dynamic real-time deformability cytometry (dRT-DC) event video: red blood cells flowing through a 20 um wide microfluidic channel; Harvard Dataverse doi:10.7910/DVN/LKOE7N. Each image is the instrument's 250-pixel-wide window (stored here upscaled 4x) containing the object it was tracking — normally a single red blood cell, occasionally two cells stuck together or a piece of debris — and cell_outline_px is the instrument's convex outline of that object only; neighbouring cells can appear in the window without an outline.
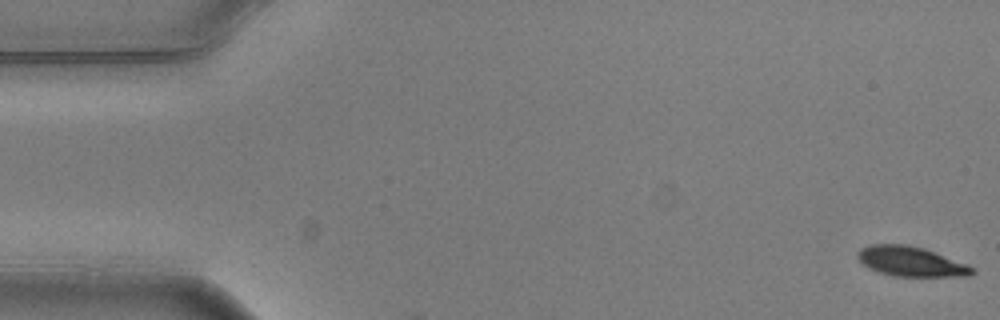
{"species": "common noctule bat (a hibernating species)", "species_latin": "Nyctalus noctula", "temperature_condition": "warm", "stored_images_in_passage": 4, "camera_frame_rate_fps": 3000, "um_per_image_px": 0.085, "animal": {"sex": "male", "body_mass_g": 20.5, "forearm_length_mm": 52.5}, "frame": {"image": 1, "passage_image": 1, "time_ms": 0.0, "image_size_px": [1000, 320], "cell_outline_px": [[976, 272], [968, 276], [892, 276], [868, 268], [856, 256], [856, 252], [860, 248], [868, 244], [908, 244], [924, 248], [968, 264]], "centroid_in_image_um": [77.4, 22.21], "position_along_channel_um": 7.6, "area_um2": 20.0}}
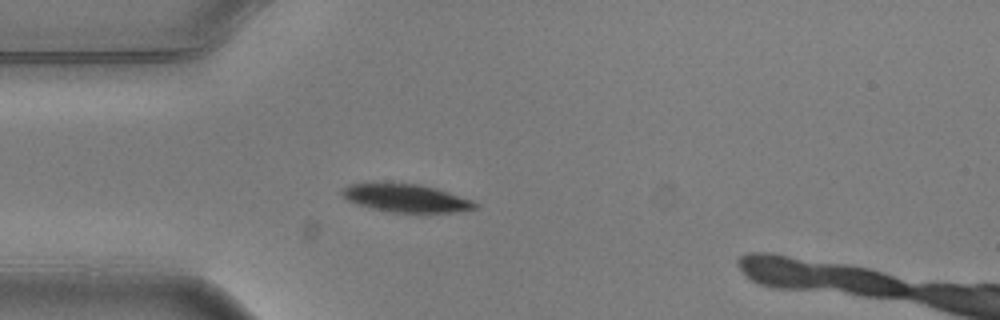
{"frame": {"image": 2, "passage_image": 4, "time_ms": 1.0, "image_size_px": [1000, 320], "cell_outline_px": [[480, 208], [456, 212], [392, 212], [372, 208], [356, 204], [348, 200], [340, 192], [340, 188], [348, 184], [416, 184], [436, 188], [472, 200], [480, 204]], "centroid_in_image_um": [34.55, 16.85], "position_along_channel_um": 50.4, "area_um2": 21.44}}